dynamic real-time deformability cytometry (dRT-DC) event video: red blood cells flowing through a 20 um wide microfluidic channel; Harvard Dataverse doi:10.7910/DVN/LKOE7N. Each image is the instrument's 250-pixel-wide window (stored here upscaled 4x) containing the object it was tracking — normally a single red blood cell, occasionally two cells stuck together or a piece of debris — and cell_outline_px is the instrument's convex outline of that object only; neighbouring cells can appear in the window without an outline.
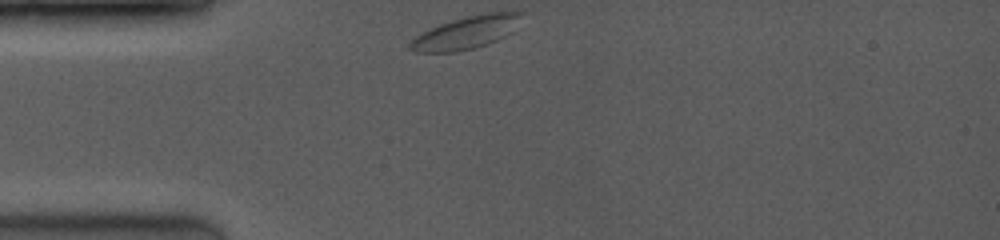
{"species": "common noctule bat (a hibernating species)", "species_latin": "Nyctalus noctula", "temperature_condition": "room temperature", "stored_images_in_passage": 33, "camera_frame_rate_fps": 3500, "um_per_image_px": 0.085, "animal": {"sex": "female", "body_mass_g": 19.0, "forearm_length_mm": 53.3}, "frame": {"image": 1, "passage_image": 1, "time_ms": 0.0, "image_size_px": [1000, 240], "cell_outline_px": [[528, 12], [512, 32], [488, 44], [456, 52], [416, 52], [408, 48], [408, 44], [416, 36], [440, 24], [452, 20], [468, 16], [488, 12]], "centroid_in_image_um": [39.68, 2.76], "position_along_channel_um": 45.3, "area_um2": 21.15}}
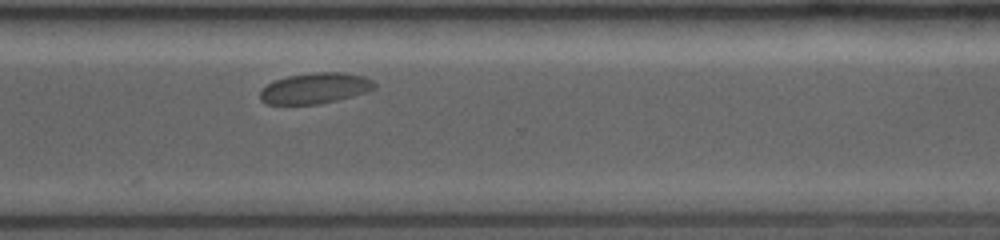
{"frame": {"image": 2, "passage_image": 26, "time_ms": 8.286, "image_size_px": [1000, 240], "cell_outline_px": [[376, 88], [352, 96], [320, 104], [268, 104], [260, 100], [260, 92], [268, 84], [276, 80], [288, 76], [312, 72], [344, 72], [364, 76], [372, 80], [376, 84]], "centroid_in_image_um": [26.8, 7.49], "position_along_channel_um": 343.8, "area_um2": 20.4}}
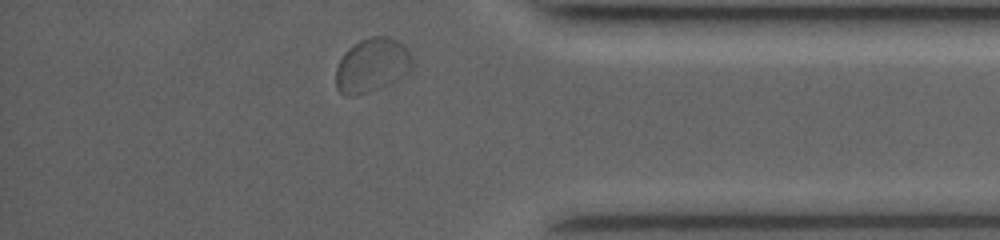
{"frame": {"image": 3, "passage_image": 31, "time_ms": 10.0, "image_size_px": [1000, 240], "cell_outline_px": [[412, 68], [408, 72], [396, 80], [380, 88], [356, 96], [344, 96], [336, 88], [336, 68], [340, 60], [348, 48], [352, 44], [360, 40], [372, 36], [388, 36], [396, 40], [408, 48], [412, 56]], "centroid_in_image_um": [31.61, 5.55], "position_along_channel_um": 403.6, "area_um2": 24.22}}